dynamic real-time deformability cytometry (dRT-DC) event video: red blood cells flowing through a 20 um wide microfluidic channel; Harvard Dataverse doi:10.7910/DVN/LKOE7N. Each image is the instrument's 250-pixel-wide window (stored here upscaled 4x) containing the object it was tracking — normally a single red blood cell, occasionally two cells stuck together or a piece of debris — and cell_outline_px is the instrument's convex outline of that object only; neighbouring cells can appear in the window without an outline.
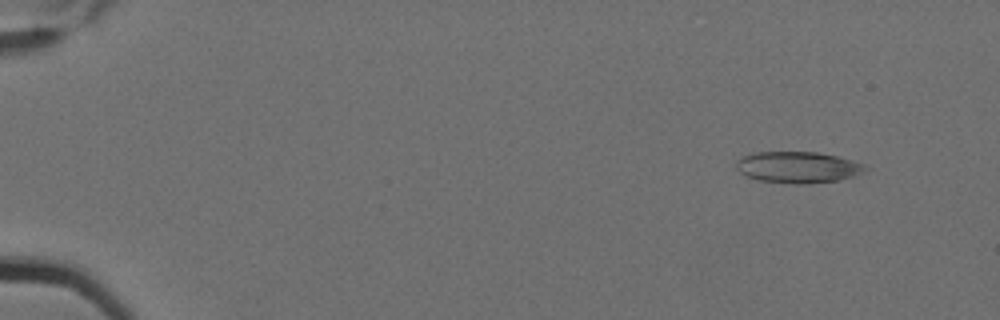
{"species": "Egyptian fruit bat (a non-hibernating species)", "species_latin": "Rousettus aegyptiacus", "temperature_condition": "cold", "stored_images_in_passage": 5, "camera_frame_rate_fps": 3000, "um_per_image_px": 0.085, "animal": {"sex": "female"}, "frame": {"image": 1, "passage_image": 1, "time_ms": 0.0, "image_size_px": [1000, 320], "cell_outline_px": [[868, 168], [864, 172], [852, 176], [836, 180], [808, 184], [792, 184], [760, 180], [748, 176], [740, 172], [736, 168], [736, 160], [740, 156], [756, 152], [816, 152], [836, 156], [852, 160], [864, 164]], "centroid_in_image_um": [67.8, 14.21], "position_along_channel_um": 17.2, "area_um2": 23.52}}
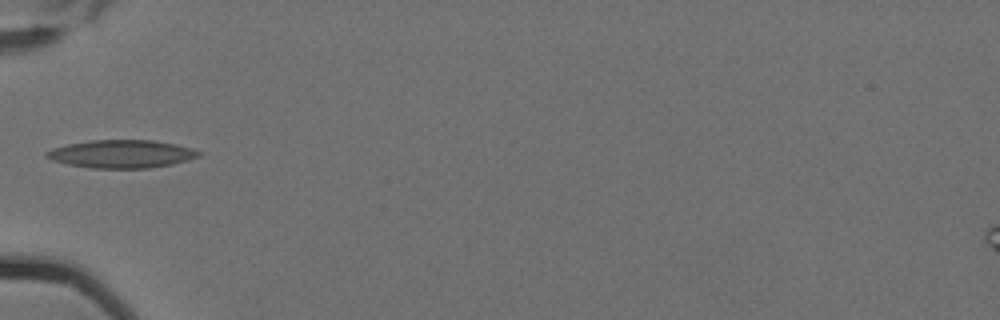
{"frame": {"image": 2, "passage_image": 5, "time_ms": 1.333, "image_size_px": [1000, 320], "cell_outline_px": [[200, 156], [188, 160], [172, 164], [148, 168], [92, 168], [68, 164], [52, 160], [44, 156], [44, 152], [52, 148], [68, 144], [88, 140], [152, 140], [176, 144], [192, 148], [200, 152]], "centroid_in_image_um": [10.31, 13.08], "position_along_channel_um": 74.7, "area_um2": 24.85}}